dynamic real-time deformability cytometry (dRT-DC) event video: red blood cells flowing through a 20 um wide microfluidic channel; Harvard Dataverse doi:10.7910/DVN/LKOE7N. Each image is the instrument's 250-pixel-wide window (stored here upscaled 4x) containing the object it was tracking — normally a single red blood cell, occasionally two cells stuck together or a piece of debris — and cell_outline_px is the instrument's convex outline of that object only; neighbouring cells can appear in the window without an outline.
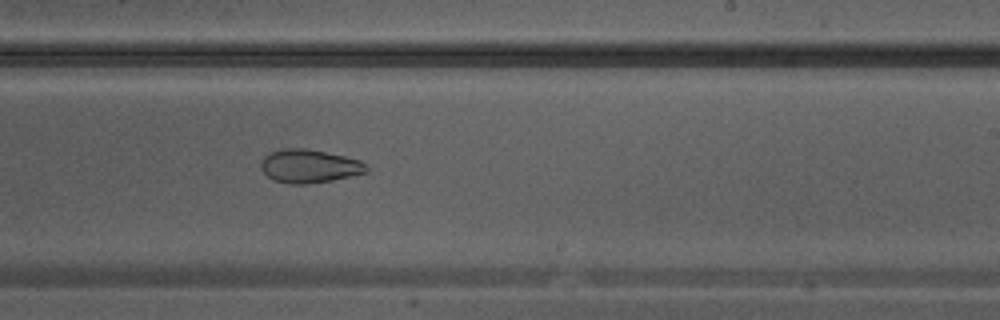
{"species": "Egyptian fruit bat (a non-hibernating species)", "species_latin": "Rousettus aegyptiacus", "temperature_condition": "warm", "stored_images_in_passage": 11, "camera_frame_rate_fps": 3000, "um_per_image_px": 0.085, "animal": {"sex": "male"}, "frame": {"image": 1, "passage_image": 11, "time_ms": 3.333, "image_size_px": [1000, 320], "cell_outline_px": [[368, 172], [332, 180], [308, 184], [292, 184], [272, 180], [260, 168], [260, 164], [264, 156], [272, 152], [284, 148], [304, 148], [344, 156], [360, 160], [368, 168]], "centroid_in_image_um": [26.27, 14.13], "position_along_channel_um": 262.7, "area_um2": 20.4}}